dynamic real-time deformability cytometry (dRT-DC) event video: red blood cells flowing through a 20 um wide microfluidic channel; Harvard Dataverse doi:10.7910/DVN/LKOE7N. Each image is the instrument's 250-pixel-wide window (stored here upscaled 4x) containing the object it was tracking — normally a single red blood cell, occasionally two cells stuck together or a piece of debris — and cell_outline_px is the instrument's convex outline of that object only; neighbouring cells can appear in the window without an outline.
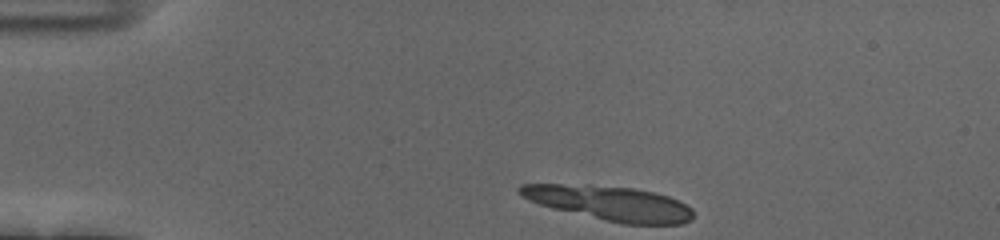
{"species": "human", "species_latin": "Homo sapiens", "temperature_condition": "cold", "stored_images_in_passage": 45, "camera_frame_rate_fps": 3000, "um_per_image_px": 0.085, "donor": {"sex": "female"}, "frame": {"image": 1, "passage_image": 1, "time_ms": 0.0, "image_size_px": [1000, 240], "cell_outline_px": [[692, 220], [684, 224], [624, 224], [604, 220], [552, 208], [540, 204], [516, 192], [516, 188], [520, 184], [588, 184], [632, 188], [652, 192], [668, 196], [692, 208]], "centroid_in_image_um": [51.83, 17.26], "position_along_channel_um": 33.2, "area_um2": 34.8}}